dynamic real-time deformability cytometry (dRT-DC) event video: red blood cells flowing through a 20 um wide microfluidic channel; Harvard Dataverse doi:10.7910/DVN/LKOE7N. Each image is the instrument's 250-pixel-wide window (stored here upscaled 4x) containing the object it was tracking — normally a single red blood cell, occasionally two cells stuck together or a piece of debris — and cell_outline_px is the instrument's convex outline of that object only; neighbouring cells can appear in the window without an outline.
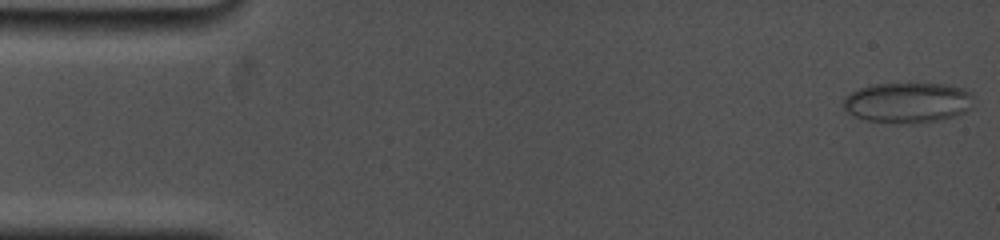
{"species": "common noctule bat (a hibernating species)", "species_latin": "Nyctalus noctula", "temperature_condition": "cold", "stored_images_in_passage": 24, "camera_frame_rate_fps": 5000, "um_per_image_px": 0.085, "animal": {"sex": "female", "body_mass_g": 19.0, "forearm_length_mm": 53.3}, "frame": {"image": 1, "passage_image": 1, "time_ms": 0.0, "image_size_px": [1000, 240], "cell_outline_px": [[972, 96], [968, 108], [964, 112], [940, 120], [908, 124], [868, 120], [856, 116], [848, 112], [844, 108], [844, 96], [860, 88], [872, 84], [948, 84], [964, 88]], "centroid_in_image_um": [77.13, 8.71], "position_along_channel_um": 7.9, "area_um2": 30.23}}
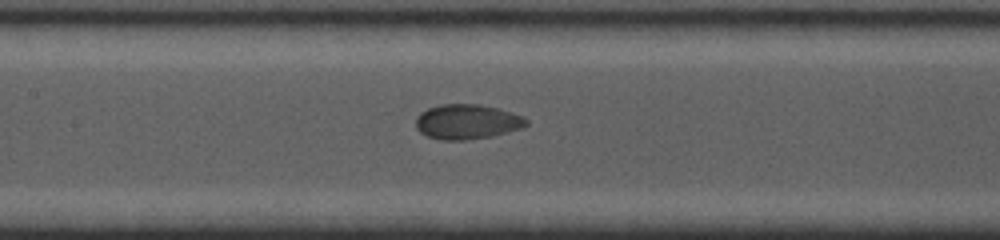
{"frame": {"image": 2, "passage_image": 17, "time_ms": 7.6, "image_size_px": [1000, 240], "cell_outline_px": [[528, 124], [520, 128], [492, 136], [468, 140], [440, 140], [428, 136], [420, 132], [416, 128], [416, 116], [420, 112], [428, 108], [440, 104], [480, 104], [500, 108], [524, 116], [528, 120]], "centroid_in_image_um": [39.7, 10.34], "position_along_channel_um": 167.7, "area_um2": 22.66}}
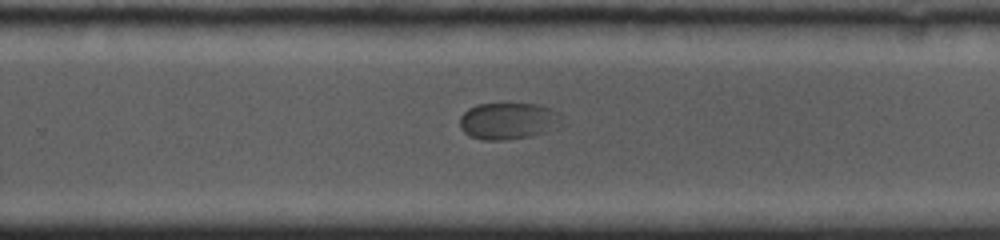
{"frame": {"image": 3, "passage_image": 24, "time_ms": 10.8, "image_size_px": [1000, 240], "cell_outline_px": [[568, 124], [532, 136], [504, 140], [484, 140], [472, 136], [464, 132], [460, 128], [460, 116], [468, 108], [476, 104], [540, 104], [552, 108], [564, 116]], "centroid_in_image_um": [43.3, 10.27], "position_along_channel_um": 286.5, "area_um2": 22.37}}